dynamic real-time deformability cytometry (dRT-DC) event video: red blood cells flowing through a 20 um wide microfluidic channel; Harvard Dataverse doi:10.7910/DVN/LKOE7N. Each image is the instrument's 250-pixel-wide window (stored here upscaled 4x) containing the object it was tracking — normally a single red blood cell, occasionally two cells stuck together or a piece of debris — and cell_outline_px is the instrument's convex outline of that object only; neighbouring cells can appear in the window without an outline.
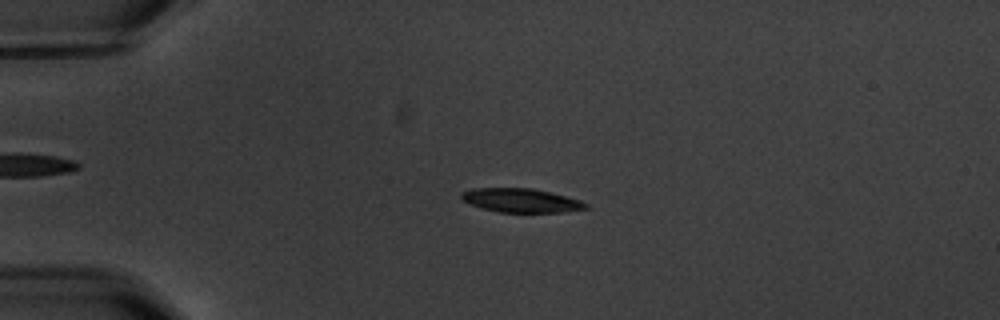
{"species": "common noctule bat (a hibernating species)", "species_latin": "Nyctalus noctula", "temperature_condition": "warm", "stored_images_in_passage": 5, "camera_frame_rate_fps": 3000, "um_per_image_px": 0.085, "animal": {"sex": "male", "body_mass_g": 20.1, "forearm_length_mm": 53.5}, "frame": {"image": 1, "passage_image": 4, "time_ms": 3.333, "image_size_px": [1000, 320], "cell_outline_px": [[588, 208], [564, 212], [500, 212], [484, 208], [472, 204], [464, 200], [460, 196], [460, 192], [472, 188], [532, 188], [580, 200], [588, 204]], "centroid_in_image_um": [44.29, 17.03], "position_along_channel_um": 40.7, "area_um2": 17.05}}